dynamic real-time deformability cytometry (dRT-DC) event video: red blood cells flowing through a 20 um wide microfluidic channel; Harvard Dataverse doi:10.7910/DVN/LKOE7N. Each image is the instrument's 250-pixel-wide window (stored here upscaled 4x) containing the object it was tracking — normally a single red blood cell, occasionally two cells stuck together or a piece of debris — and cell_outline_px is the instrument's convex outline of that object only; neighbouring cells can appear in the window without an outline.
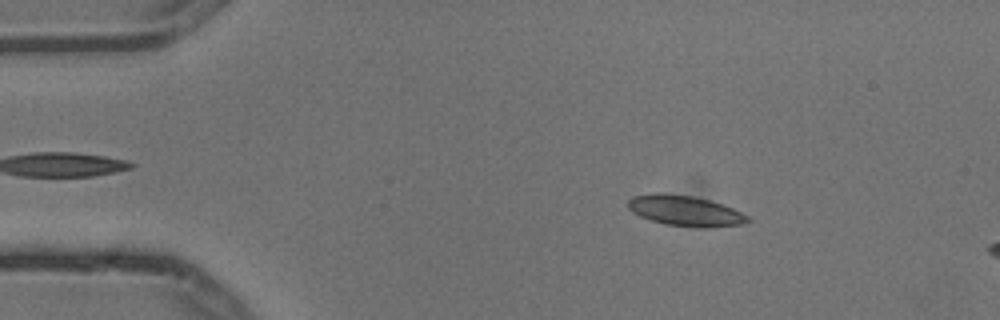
{"species": "common noctule bat (a hibernating species)", "species_latin": "Nyctalus noctula", "temperature_condition": "cold", "stored_images_in_passage": 4, "camera_frame_rate_fps": 3000, "um_per_image_px": 0.085, "animal": {"sex": "male", "body_mass_g": 13.3}, "frame": {"image": 1, "passage_image": 2, "time_ms": 0.333, "image_size_px": [1000, 320], "cell_outline_px": [[752, 220], [740, 224], [708, 228], [700, 228], [664, 224], [648, 220], [632, 212], [628, 208], [628, 200], [632, 196], [656, 192], [660, 192], [692, 196], [708, 200], [732, 208], [748, 216]], "centroid_in_image_um": [58.18, 17.92], "position_along_channel_um": 26.8, "area_um2": 21.33}}